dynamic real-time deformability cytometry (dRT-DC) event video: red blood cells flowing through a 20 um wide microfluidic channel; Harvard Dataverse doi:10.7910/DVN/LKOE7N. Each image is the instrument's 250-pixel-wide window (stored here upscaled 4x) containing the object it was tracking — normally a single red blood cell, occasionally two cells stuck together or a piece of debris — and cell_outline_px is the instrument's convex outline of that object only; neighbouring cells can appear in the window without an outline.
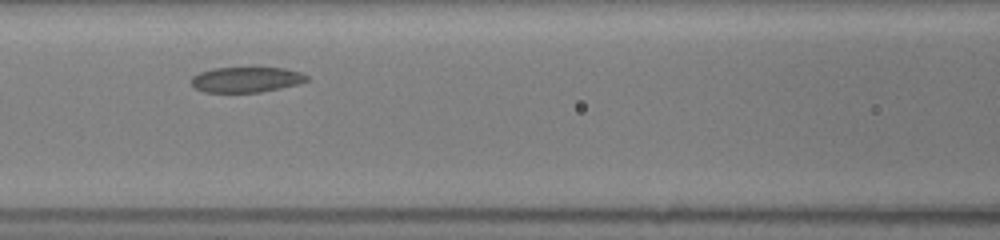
{"species": "common noctule bat (a hibernating species)", "species_latin": "Nyctalus noctula", "temperature_condition": "room temperature", "stored_images_in_passage": 7, "camera_frame_rate_fps": 3000, "um_per_image_px": 0.085, "animal": {"sex": "female", "body_mass_g": 19.5, "forearm_length_mm": 54.1}, "frame": {"image": 1, "passage_image": 5, "time_ms": 3.0, "image_size_px": [1000, 240], "cell_outline_px": [[308, 80], [296, 84], [280, 88], [260, 92], [204, 92], [196, 88], [192, 84], [192, 76], [200, 72], [216, 68], [284, 68], [300, 72], [308, 76]], "centroid_in_image_um": [20.93, 6.76], "position_along_channel_um": 145.7, "area_um2": 16.82}}
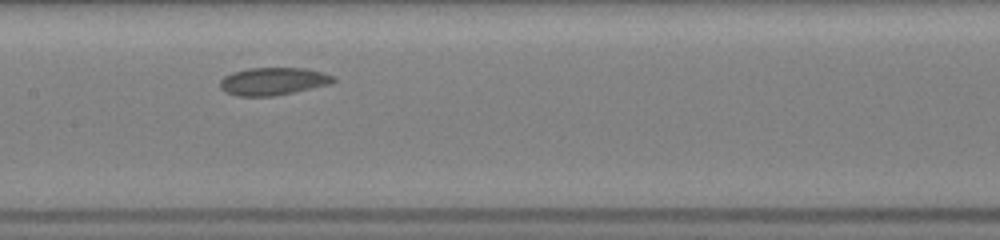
{"frame": {"image": 2, "passage_image": 6, "time_ms": 4.0, "image_size_px": [1000, 240], "cell_outline_px": [[336, 80], [332, 84], [296, 92], [272, 96], [236, 96], [224, 92], [220, 88], [220, 80], [224, 76], [232, 72], [248, 68], [304, 68], [324, 72], [336, 76]], "centroid_in_image_um": [23.24, 6.91], "position_along_channel_um": 184.2, "area_um2": 18.61}}
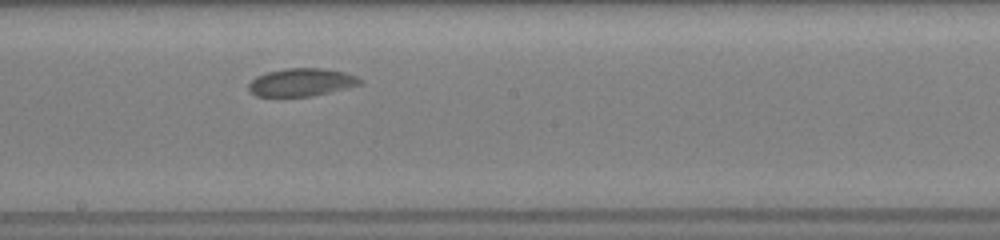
{"frame": {"image": 3, "passage_image": 7, "time_ms": 5.0, "image_size_px": [1000, 240], "cell_outline_px": [[360, 84], [312, 96], [256, 96], [248, 88], [248, 84], [256, 76], [268, 72], [284, 68], [320, 68], [344, 72], [356, 76], [360, 80]], "centroid_in_image_um": [25.57, 6.99], "position_along_channel_um": 222.6, "area_um2": 17.74}}